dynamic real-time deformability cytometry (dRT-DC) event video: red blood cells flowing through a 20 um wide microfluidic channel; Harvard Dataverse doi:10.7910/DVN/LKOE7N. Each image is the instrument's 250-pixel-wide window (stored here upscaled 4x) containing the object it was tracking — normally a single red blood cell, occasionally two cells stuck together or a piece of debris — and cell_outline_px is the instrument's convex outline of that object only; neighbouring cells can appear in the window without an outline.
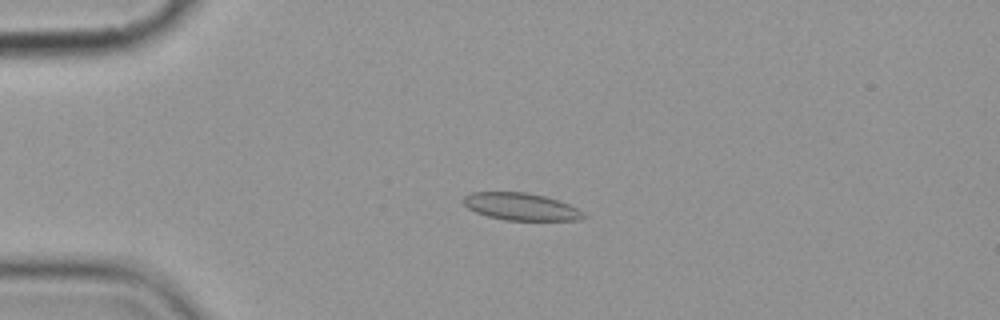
{"species": "common noctule bat (a hibernating species)", "species_latin": "Nyctalus noctula", "temperature_condition": "cold", "stored_images_in_passage": 6, "camera_frame_rate_fps": 3000, "um_per_image_px": 0.085, "animal": {"sex": "female", "body_mass_g": 19.9}, "frame": {"image": 1, "passage_image": 4, "time_ms": 4.333, "image_size_px": [1000, 320], "cell_outline_px": [[588, 216], [580, 220], [504, 220], [488, 216], [476, 212], [468, 208], [460, 200], [468, 192], [528, 192], [544, 196], [568, 204], [584, 212]], "centroid_in_image_um": [44.25, 17.56], "position_along_channel_um": 40.7, "area_um2": 19.19}}
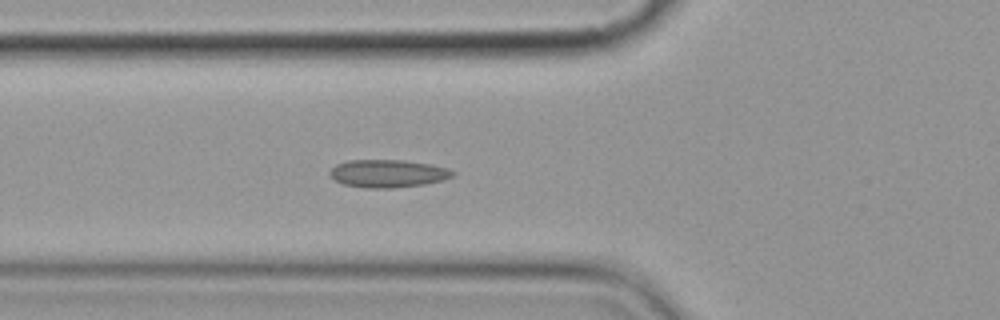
{"frame": {"image": 2, "passage_image": 6, "time_ms": 6.667, "image_size_px": [1000, 320], "cell_outline_px": [[456, 172], [452, 176], [444, 180], [424, 184], [392, 188], [368, 188], [344, 184], [328, 176], [328, 172], [336, 164], [348, 160], [404, 160], [432, 164], [448, 168]], "centroid_in_image_um": [32.97, 14.74], "position_along_channel_um": 92.8, "area_um2": 20.0}}